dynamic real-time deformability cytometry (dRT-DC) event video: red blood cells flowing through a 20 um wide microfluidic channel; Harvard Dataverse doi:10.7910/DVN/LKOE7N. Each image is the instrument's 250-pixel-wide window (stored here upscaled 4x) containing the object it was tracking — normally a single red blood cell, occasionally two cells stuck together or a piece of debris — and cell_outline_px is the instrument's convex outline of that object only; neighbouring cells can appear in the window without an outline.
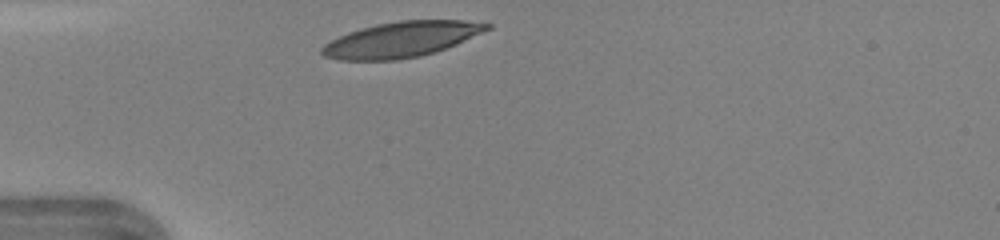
{"species": "human", "species_latin": "Homo sapiens", "temperature_condition": "warm", "stored_images_in_passage": 26, "camera_frame_rate_fps": 3000, "um_per_image_px": 0.085, "donor": {"sex": "female"}, "frame": {"image": 1, "passage_image": 1, "time_ms": 0.0, "image_size_px": [1000, 240], "cell_outline_px": [[492, 28], [484, 32], [456, 44], [420, 56], [396, 60], [340, 60], [324, 56], [320, 52], [320, 48], [324, 44], [348, 32], [376, 24], [400, 20], [464, 20], [492, 24]], "centroid_in_image_um": [34.11, 3.35], "position_along_channel_um": 50.9, "area_um2": 33.93}}
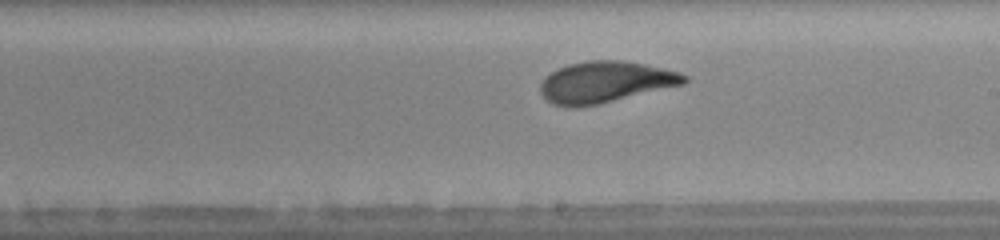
{"frame": {"image": 2, "passage_image": 15, "time_ms": 4.667, "image_size_px": [1000, 240], "cell_outline_px": [[688, 80], [684, 84], [596, 104], [576, 108], [568, 108], [552, 104], [540, 92], [540, 84], [544, 76], [556, 68], [568, 64], [588, 60], [624, 60], [644, 64], [680, 72], [688, 76]], "centroid_in_image_um": [51.4, 6.96], "position_along_channel_um": 237.6, "area_um2": 34.68}}
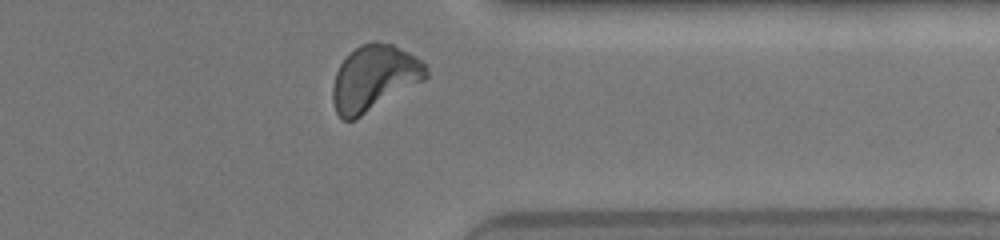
{"frame": {"image": 3, "passage_image": 25, "time_ms": 8.0, "image_size_px": [1000, 240], "cell_outline_px": [[428, 76], [424, 80], [356, 120], [344, 120], [336, 112], [332, 100], [332, 84], [336, 72], [340, 64], [360, 44], [372, 40], [376, 40], [392, 44], [408, 52], [420, 60], [428, 68]], "centroid_in_image_um": [31.79, 6.64], "position_along_channel_um": 379.6, "area_um2": 35.78}, "authors_computed_cell_mechanics": {"area_um2": 34.5933, "velocity_mm_per_s": 4.3562, "shape_relaxation_time_tau1_ms": 2.9778, "shape_relaxation_time_tau2_ms": 0.9926, "deformation_change_tau1": 0.1792, "deformation_change_tau2": 0.0576}}